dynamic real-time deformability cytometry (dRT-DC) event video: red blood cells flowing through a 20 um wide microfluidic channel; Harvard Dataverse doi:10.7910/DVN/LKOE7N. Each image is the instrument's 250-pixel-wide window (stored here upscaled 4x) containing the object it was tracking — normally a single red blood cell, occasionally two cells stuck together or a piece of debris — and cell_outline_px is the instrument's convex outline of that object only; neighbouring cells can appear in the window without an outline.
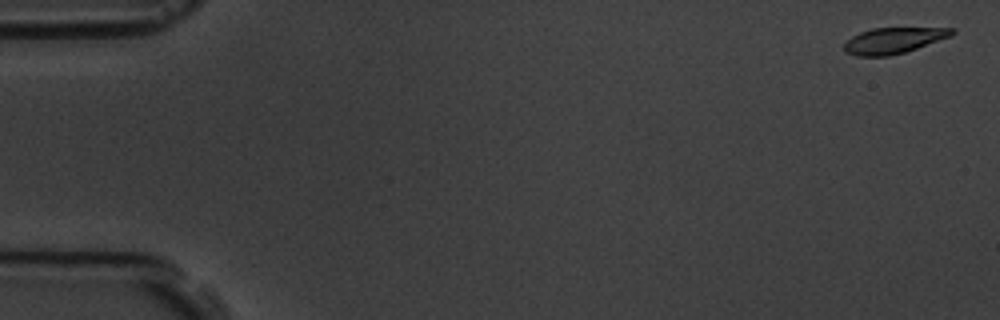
{"species": "common noctule bat (a hibernating species)", "species_latin": "Nyctalus noctula", "temperature_condition": "room temperature", "stored_images_in_passage": 8, "camera_frame_rate_fps": 3000, "um_per_image_px": 0.085, "animal": {"sex": "male", "body_mass_g": 19.5, "forearm_length_mm": 54.6}, "frame": {"image": 1, "passage_image": 1, "time_ms": 0.0, "image_size_px": [1000, 320], "cell_outline_px": [[956, 32], [952, 36], [904, 52], [888, 56], [856, 56], [844, 52], [844, 44], [852, 36], [860, 32], [872, 28], [956, 28]], "centroid_in_image_um": [75.95, 3.44], "position_along_channel_um": 9.1, "area_um2": 16.24}}
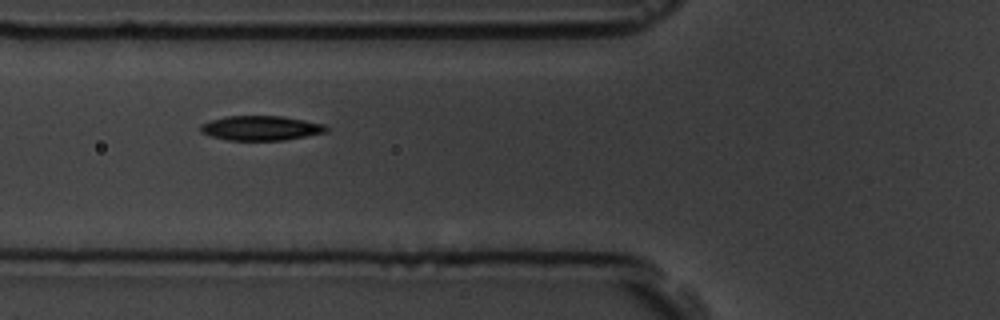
{"frame": {"image": 2, "passage_image": 7, "time_ms": 6.667, "image_size_px": [1000, 320], "cell_outline_px": [[328, 132], [284, 140], [228, 140], [212, 136], [200, 132], [200, 124], [224, 116], [284, 116], [324, 124], [328, 128]], "centroid_in_image_um": [22.18, 10.88], "position_along_channel_um": 103.6, "area_um2": 18.03}}
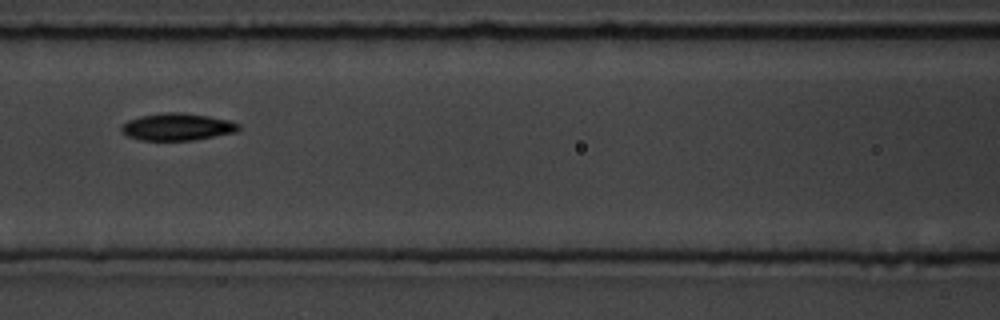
{"frame": {"image": 3, "passage_image": 8, "time_ms": 8.0, "image_size_px": [1000, 320], "cell_outline_px": [[240, 128], [236, 132], [192, 140], [140, 140], [128, 136], [120, 132], [120, 128], [128, 120], [140, 116], [164, 112], [180, 112], [208, 116], [228, 120], [240, 124]], "centroid_in_image_um": [15.04, 10.78], "position_along_channel_um": 151.6, "area_um2": 18.5}}